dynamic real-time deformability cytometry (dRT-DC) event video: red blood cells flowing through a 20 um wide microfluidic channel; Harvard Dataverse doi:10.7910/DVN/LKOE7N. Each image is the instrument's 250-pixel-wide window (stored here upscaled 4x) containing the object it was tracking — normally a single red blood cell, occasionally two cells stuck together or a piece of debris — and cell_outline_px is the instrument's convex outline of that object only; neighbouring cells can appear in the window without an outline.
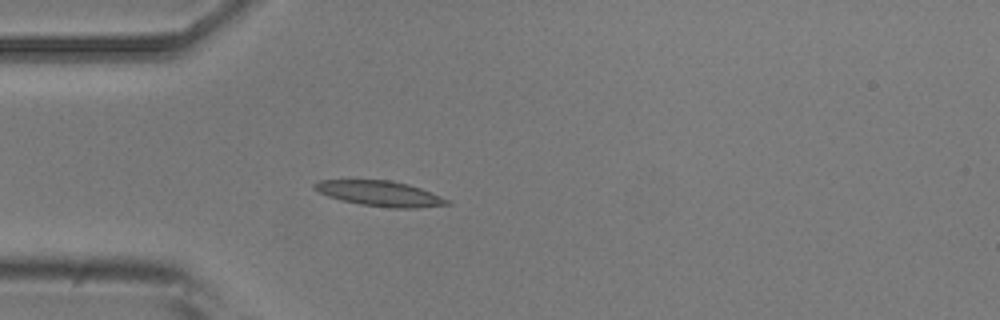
{"species": "common noctule bat (a hibernating species)", "species_latin": "Nyctalus noctula", "temperature_condition": "room temperature", "stored_images_in_passage": 4, "camera_frame_rate_fps": 3000, "um_per_image_px": 0.085, "animal": {"sex": "male", "body_mass_g": 20.5, "forearm_length_mm": 52.5}, "frame": {"image": 1, "passage_image": 4, "time_ms": 4.333, "image_size_px": [1000, 320], "cell_outline_px": [[452, 204], [416, 208], [392, 208], [360, 204], [340, 200], [328, 196], [312, 188], [312, 184], [320, 180], [388, 180], [408, 184], [420, 188], [440, 196], [448, 200]], "centroid_in_image_um": [32.27, 16.45], "position_along_channel_um": 52.7, "area_um2": 19.42}}